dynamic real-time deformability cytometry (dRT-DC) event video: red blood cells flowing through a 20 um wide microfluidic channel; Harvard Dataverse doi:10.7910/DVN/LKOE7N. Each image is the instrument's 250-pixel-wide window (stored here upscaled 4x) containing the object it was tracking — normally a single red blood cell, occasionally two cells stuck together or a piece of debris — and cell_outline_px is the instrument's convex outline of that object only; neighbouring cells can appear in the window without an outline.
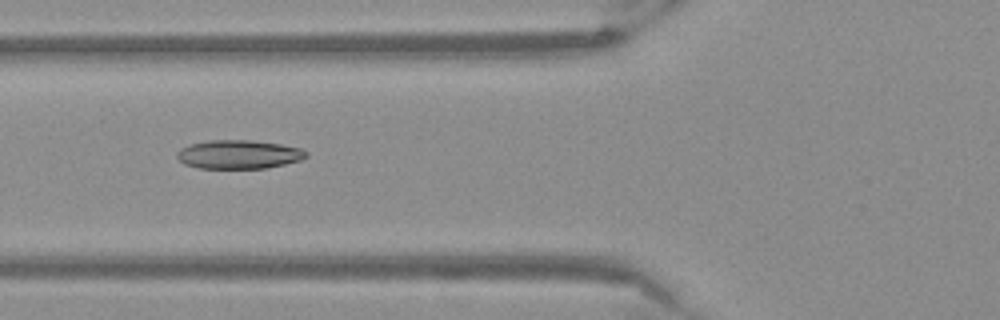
{"species": "Egyptian fruit bat (a non-hibernating species)", "species_latin": "Rousettus aegyptiacus", "temperature_condition": "warm", "stored_images_in_passage": 44, "camera_frame_rate_fps": 3000, "um_per_image_px": 0.085, "frame": {"image": 1, "passage_image": 12, "time_ms": 3.667, "image_size_px": [1000, 320], "cell_outline_px": [[308, 156], [300, 160], [284, 164], [264, 168], [200, 168], [184, 164], [176, 156], [176, 152], [180, 148], [188, 144], [208, 140], [252, 140], [280, 144], [300, 148], [308, 152]], "centroid_in_image_um": [20.26, 13.11], "position_along_channel_um": 105.5, "area_um2": 21.68}}
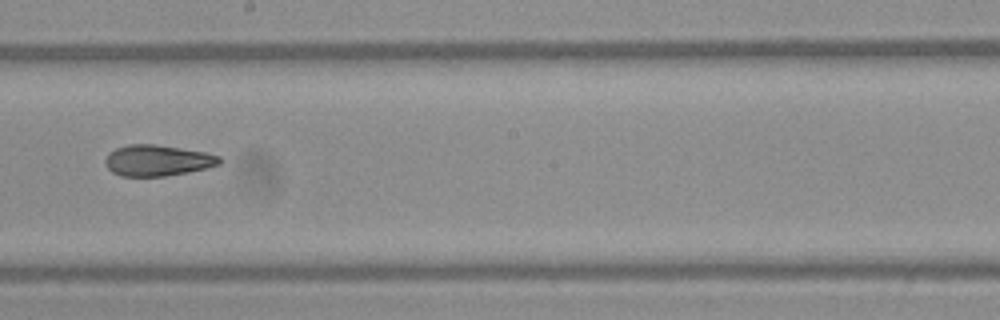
{"frame": {"image": 2, "passage_image": 22, "time_ms": 7.0, "image_size_px": [1000, 320], "cell_outline_px": [[220, 164], [188, 172], [164, 176], [120, 176], [112, 172], [108, 168], [104, 160], [108, 152], [116, 148], [128, 144], [156, 144], [204, 152], [220, 156]], "centroid_in_image_um": [13.34, 13.63], "position_along_channel_um": 234.9, "area_um2": 20.58}}
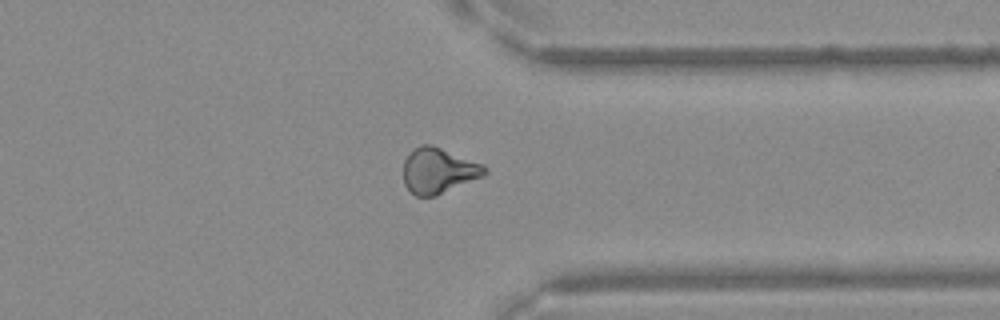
{"frame": {"image": 3, "passage_image": 33, "time_ms": 10.667, "image_size_px": [1000, 320], "cell_outline_px": [[488, 172], [484, 176], [436, 196], [416, 196], [404, 184], [404, 160], [420, 144], [432, 144], [484, 164], [488, 168]], "centroid_in_image_um": [37.32, 14.5], "position_along_channel_um": 374.1, "area_um2": 21.62}}